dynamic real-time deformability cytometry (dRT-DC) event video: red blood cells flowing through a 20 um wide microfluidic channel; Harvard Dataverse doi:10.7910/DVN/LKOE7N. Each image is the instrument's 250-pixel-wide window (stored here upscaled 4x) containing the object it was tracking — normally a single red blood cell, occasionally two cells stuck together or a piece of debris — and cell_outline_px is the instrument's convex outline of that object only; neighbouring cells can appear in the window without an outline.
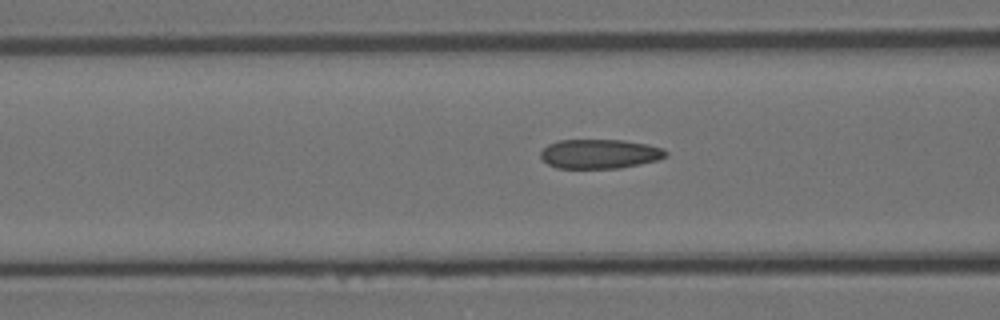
{"species": "Egyptian fruit bat (a non-hibernating species)", "species_latin": "Rousettus aegyptiacus", "temperature_condition": "room temperature", "stored_images_in_passage": 10, "camera_frame_rate_fps": 3000, "um_per_image_px": 0.085, "animal": {"sex": "female"}, "frame": {"image": 1, "passage_image": 7, "time_ms": 2.0, "image_size_px": [1000, 320], "cell_outline_px": [[668, 156], [660, 160], [620, 168], [556, 168], [548, 164], [540, 156], [540, 152], [548, 144], [560, 140], [624, 140], [648, 144], [664, 148], [668, 152]], "centroid_in_image_um": [51.03, 13.08], "position_along_channel_um": 115.6, "area_um2": 21.62}}